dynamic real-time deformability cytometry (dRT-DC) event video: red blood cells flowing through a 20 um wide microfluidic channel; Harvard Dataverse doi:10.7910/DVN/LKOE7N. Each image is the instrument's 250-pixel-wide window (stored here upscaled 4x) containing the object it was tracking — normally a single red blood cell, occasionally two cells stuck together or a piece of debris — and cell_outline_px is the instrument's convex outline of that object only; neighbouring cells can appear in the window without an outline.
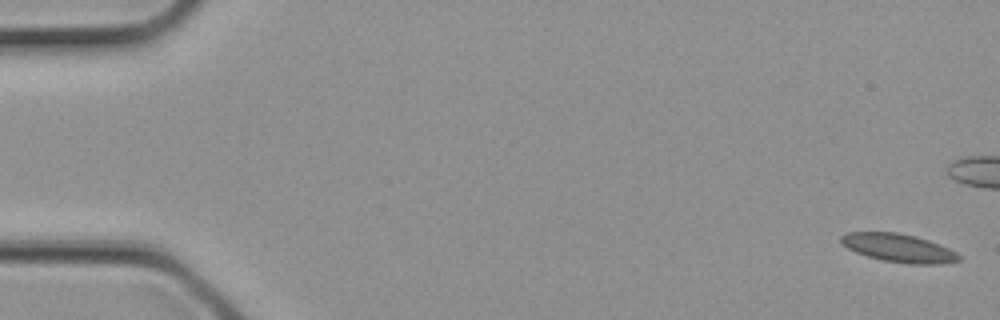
{"species": "common noctule bat (a hibernating species)", "species_latin": "Nyctalus noctula", "temperature_condition": "cold", "stored_images_in_passage": 3, "camera_frame_rate_fps": 3000, "um_per_image_px": 0.085, "animal": {"sex": "female", "body_mass_g": 21.9}, "frame": {"image": 1, "passage_image": 1, "time_ms": 0.0, "image_size_px": [1000, 320], "cell_outline_px": [[960, 260], [940, 264], [908, 264], [884, 260], [868, 256], [856, 252], [848, 248], [840, 240], [840, 236], [848, 232], [896, 232], [916, 236], [940, 244], [956, 252], [960, 256]], "centroid_in_image_um": [76.4, 21.07], "position_along_channel_um": 8.6, "area_um2": 19.31}}